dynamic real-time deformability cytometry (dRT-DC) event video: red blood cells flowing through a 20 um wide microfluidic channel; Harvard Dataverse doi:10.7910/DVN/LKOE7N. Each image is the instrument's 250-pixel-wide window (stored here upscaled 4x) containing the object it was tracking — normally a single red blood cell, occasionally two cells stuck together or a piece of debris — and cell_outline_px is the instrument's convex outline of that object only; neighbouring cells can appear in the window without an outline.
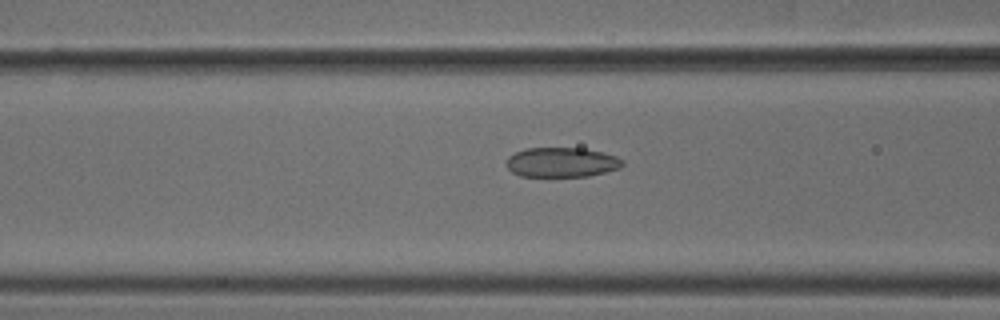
{"species": "common noctule bat (a hibernating species)", "species_latin": "Nyctalus noctula", "temperature_condition": "cold", "stored_images_in_passage": 52, "camera_frame_rate_fps": 3000, "um_per_image_px": 0.085, "animal": {"sex": "male", "body_mass_g": 18.8}, "frame": {"image": 1, "passage_image": 20, "time_ms": 6.333, "image_size_px": [1000, 320], "cell_outline_px": [[624, 164], [620, 168], [588, 176], [520, 176], [512, 172], [508, 168], [508, 156], [516, 152], [528, 148], [584, 148], [604, 152], [616, 156], [624, 160]], "centroid_in_image_um": [47.78, 13.79], "position_along_channel_um": 118.8, "area_um2": 20.06}}
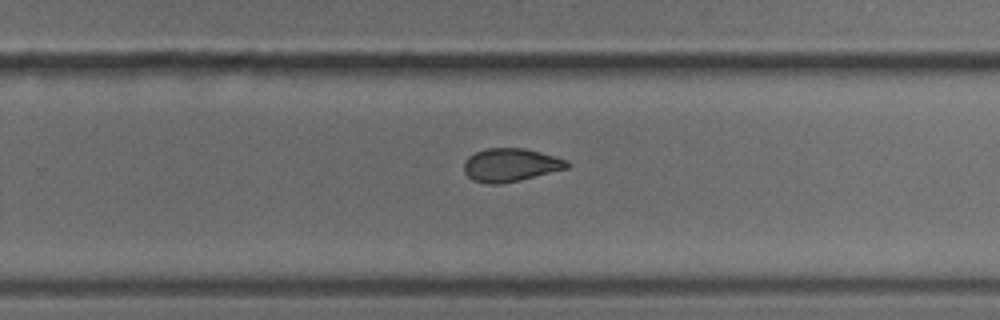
{"frame": {"image": 2, "passage_image": 33, "time_ms": 10.667, "image_size_px": [1000, 320], "cell_outline_px": [[572, 164], [568, 168], [520, 180], [500, 184], [488, 184], [472, 180], [464, 172], [464, 160], [468, 156], [484, 148], [524, 148], [556, 156], [568, 160]], "centroid_in_image_um": [43.4, 14.02], "position_along_channel_um": 286.4, "area_um2": 20.17}}
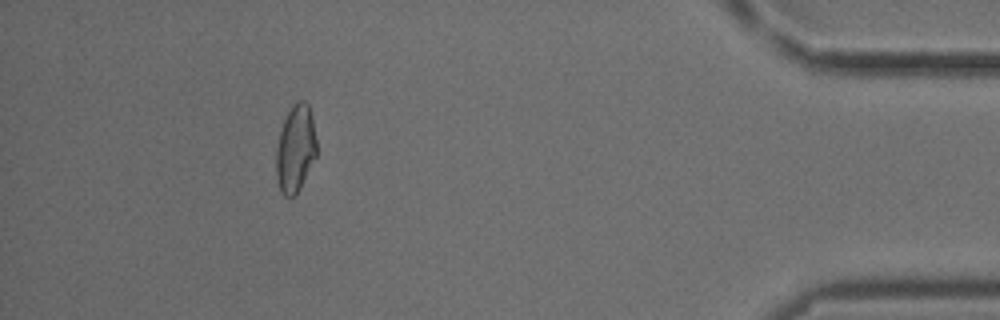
{"frame": {"image": 3, "passage_image": 47, "time_ms": 15.333, "image_size_px": [1000, 320], "cell_outline_px": [[316, 156], [300, 188], [292, 196], [284, 196], [276, 180], [276, 148], [280, 132], [284, 120], [292, 104], [296, 100], [304, 100], [308, 104], [312, 116], [316, 140]], "centroid_in_image_um": [25.11, 12.6], "position_along_channel_um": 410.1, "area_um2": 20.46}, "authors_computed_cell_mechanics": {"area_um2": 20.7791, "velocity_mm_per_s": 3.8573, "shape_relaxation_time_tau1_ms": null, "shape_relaxation_time_tau2_ms": 1.9176, "deformation_change_tau1": null, "deformation_change_tau2": 0.0729}}